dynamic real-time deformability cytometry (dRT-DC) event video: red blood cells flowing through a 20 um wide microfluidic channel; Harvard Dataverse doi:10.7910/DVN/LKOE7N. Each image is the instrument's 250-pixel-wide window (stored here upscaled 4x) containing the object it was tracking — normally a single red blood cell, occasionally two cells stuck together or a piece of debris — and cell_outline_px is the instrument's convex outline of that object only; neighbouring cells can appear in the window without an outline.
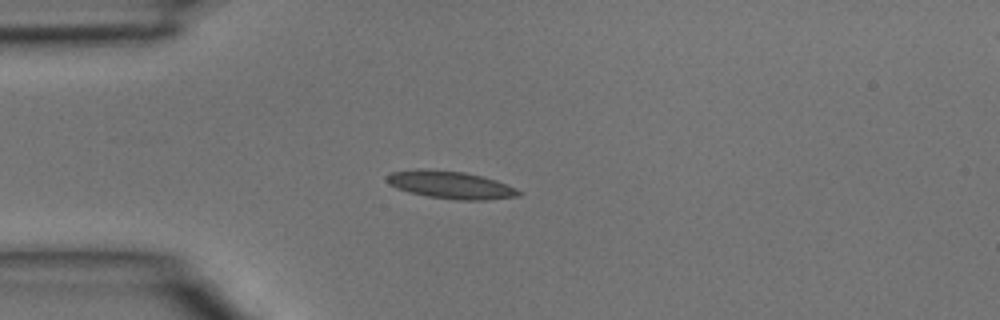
{"species": "common noctule bat (a hibernating species)", "species_latin": "Nyctalus noctula", "temperature_condition": "room temperature", "stored_images_in_passage": 3, "camera_frame_rate_fps": 3000, "um_per_image_px": 0.085, "animal": {"sex": "male", "body_mass_g": 15.6}, "frame": {"image": 1, "passage_image": 2, "time_ms": 0.333, "image_size_px": [1000, 320], "cell_outline_px": [[524, 192], [520, 196], [488, 200], [456, 200], [428, 196], [408, 192], [396, 188], [388, 184], [384, 180], [384, 176], [392, 172], [416, 168], [420, 168], [464, 172], [496, 180], [516, 188]], "centroid_in_image_um": [38.27, 15.71], "position_along_channel_um": 46.7, "area_um2": 21.5}}
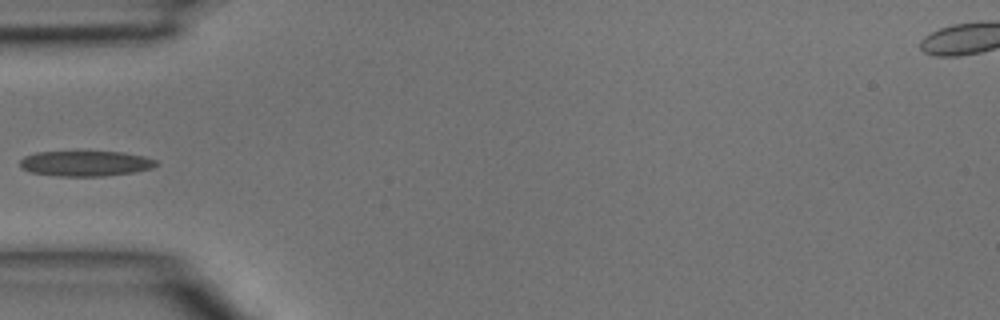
{"frame": {"image": 2, "passage_image": 3, "time_ms": 0.667, "image_size_px": [1000, 320], "cell_outline_px": [[160, 164], [152, 168], [132, 172], [104, 176], [56, 176], [32, 172], [20, 168], [20, 160], [24, 156], [36, 152], [124, 152], [144, 156], [156, 160]], "centroid_in_image_um": [7.27, 13.89], "position_along_channel_um": 77.7, "area_um2": 20.11}}